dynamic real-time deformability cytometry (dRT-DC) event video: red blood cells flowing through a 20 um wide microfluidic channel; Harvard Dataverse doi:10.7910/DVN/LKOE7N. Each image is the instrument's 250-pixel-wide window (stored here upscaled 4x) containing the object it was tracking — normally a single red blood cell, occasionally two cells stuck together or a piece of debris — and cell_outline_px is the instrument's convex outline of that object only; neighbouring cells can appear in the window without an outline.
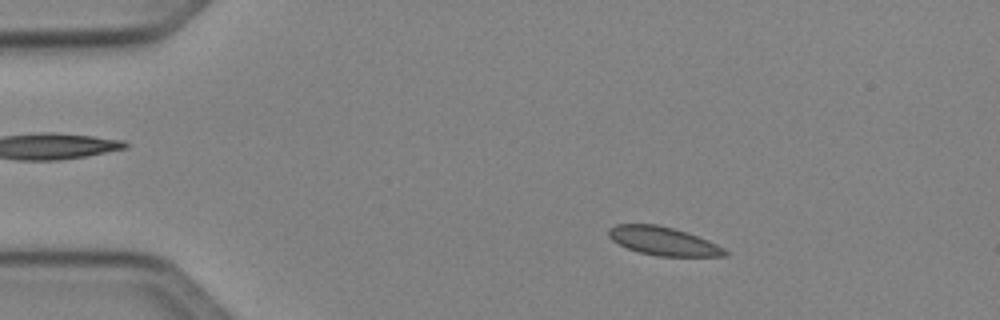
{"species": "Egyptian fruit bat (a non-hibernating species)", "species_latin": "Rousettus aegyptiacus", "temperature_condition": "cold", "stored_images_in_passage": 47, "camera_frame_rate_fps": 3000, "um_per_image_px": 0.085, "animal": {"sex": "female"}, "frame": {"image": 1, "passage_image": 6, "time_ms": 1.667, "image_size_px": [1000, 320], "cell_outline_px": [[728, 256], [660, 256], [640, 252], [628, 248], [612, 240], [608, 236], [608, 228], [616, 224], [656, 224], [672, 228], [708, 240], [724, 248], [728, 252]], "centroid_in_image_um": [56.36, 20.49], "position_along_channel_um": 28.6, "area_um2": 19.02}}
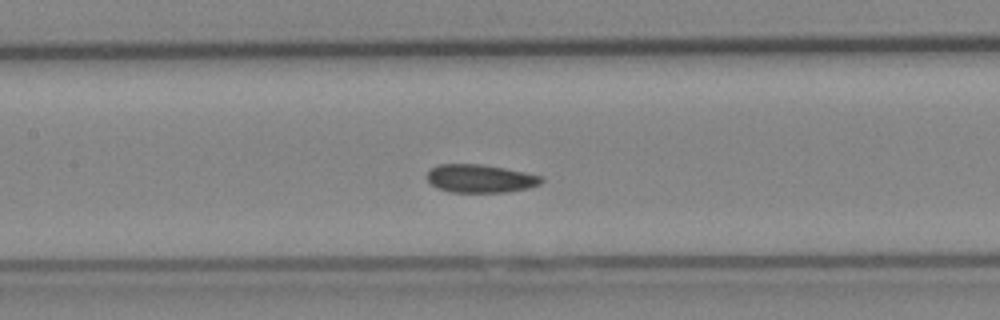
{"frame": {"image": 2, "passage_image": 21, "time_ms": 6.667, "image_size_px": [1000, 320], "cell_outline_px": [[544, 180], [540, 184], [528, 188], [504, 192], [448, 192], [436, 188], [428, 180], [428, 172], [432, 168], [440, 164], [480, 164], [504, 168], [544, 176]], "centroid_in_image_um": [40.84, 15.18], "position_along_channel_um": 166.6, "area_um2": 18.73}}
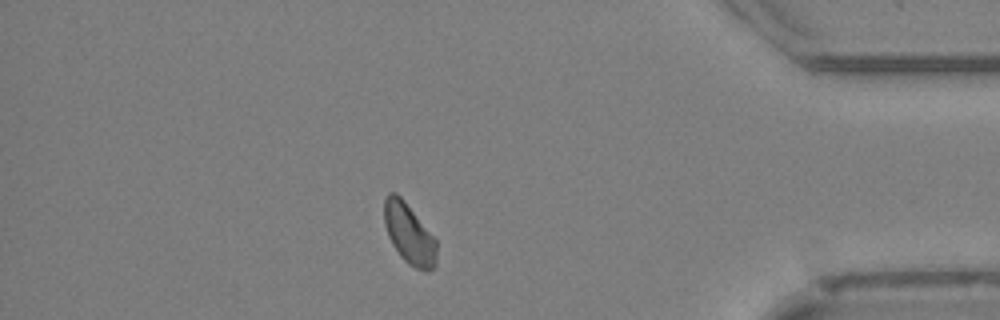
{"frame": {"image": 3, "passage_image": 41, "time_ms": 13.333, "image_size_px": [1000, 320], "cell_outline_px": [[436, 264], [428, 272], [424, 272], [408, 264], [400, 256], [392, 244], [388, 236], [384, 224], [384, 200], [388, 192], [396, 192], [404, 200], [436, 240]], "centroid_in_image_um": [34.75, 19.88], "position_along_channel_um": 400.4, "area_um2": 18.44}, "authors_computed_cell_mechanics": {"area_um2": 18.9006, "velocity_mm_per_s": 4.0227, "shape_relaxation_time_tau1_ms": 3.2018, "shape_relaxation_time_tau2_ms": 1.8082, "deformation_change_tau1": 0.0711, "deformation_change_tau2": 0.0619}}